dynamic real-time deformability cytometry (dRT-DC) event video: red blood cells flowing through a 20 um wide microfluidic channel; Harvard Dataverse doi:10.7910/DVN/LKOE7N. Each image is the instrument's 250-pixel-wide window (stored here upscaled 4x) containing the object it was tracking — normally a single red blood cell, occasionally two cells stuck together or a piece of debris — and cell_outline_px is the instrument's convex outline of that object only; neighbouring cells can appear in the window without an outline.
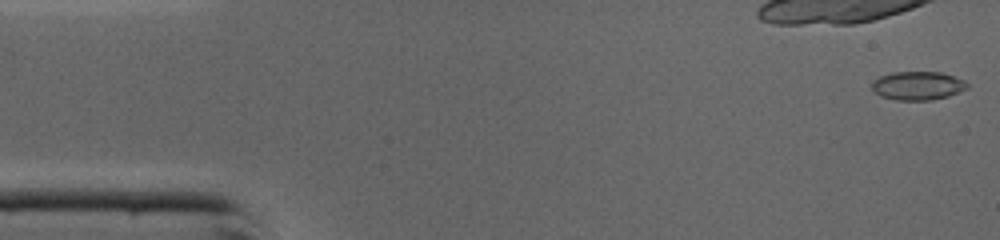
{"species": "common noctule bat (a hibernating species)", "species_latin": "Nyctalus noctula", "temperature_condition": "cold", "stored_images_in_passage": 13, "camera_frame_rate_fps": 3000, "um_per_image_px": 0.085, "animal": {"sex": "male", "body_mass_g": 19.0, "forearm_length_mm": 50.8}, "frame": {"image": 1, "passage_image": 1, "time_ms": 0.0, "image_size_px": [1000, 240], "cell_outline_px": [[968, 88], [960, 92], [948, 96], [932, 100], [896, 100], [880, 96], [872, 88], [872, 80], [880, 76], [892, 72], [940, 72], [964, 80], [968, 84]], "centroid_in_image_um": [78.0, 7.28], "position_along_channel_um": 7.0, "area_um2": 15.9}}